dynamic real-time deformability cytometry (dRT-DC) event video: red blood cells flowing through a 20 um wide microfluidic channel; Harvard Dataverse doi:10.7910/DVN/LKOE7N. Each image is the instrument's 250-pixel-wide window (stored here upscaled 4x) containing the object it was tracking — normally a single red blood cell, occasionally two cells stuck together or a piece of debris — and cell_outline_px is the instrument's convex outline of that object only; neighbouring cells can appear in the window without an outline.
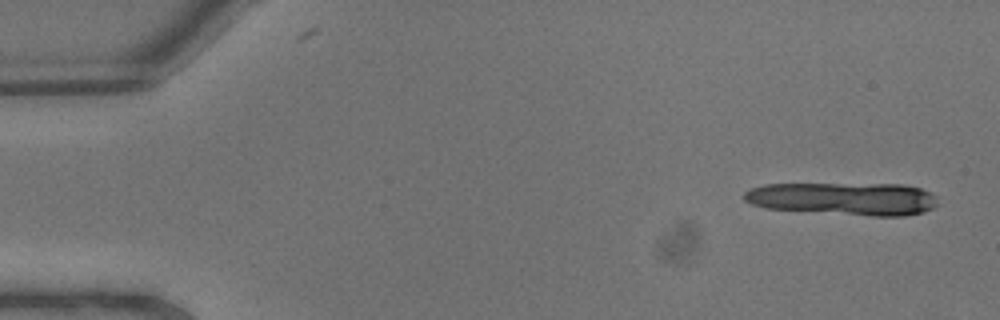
{"species": "common noctule bat (a hibernating species)", "species_latin": "Nyctalus noctula", "temperature_condition": "warm", "stored_images_in_passage": 8, "camera_frame_rate_fps": 3000, "um_per_image_px": 0.085, "animal": {"sex": "male", "body_mass_g": 13.3}, "frame": {"image": 1, "passage_image": 1, "time_ms": 0.0, "image_size_px": [1000, 320], "cell_outline_px": [[936, 204], [932, 208], [924, 212], [904, 216], [872, 216], [764, 208], [752, 204], [744, 200], [744, 192], [752, 188], [764, 184], [904, 184], [920, 188], [936, 196]], "centroid_in_image_um": [71.72, 16.89], "position_along_channel_um": 13.3, "area_um2": 36.99}}
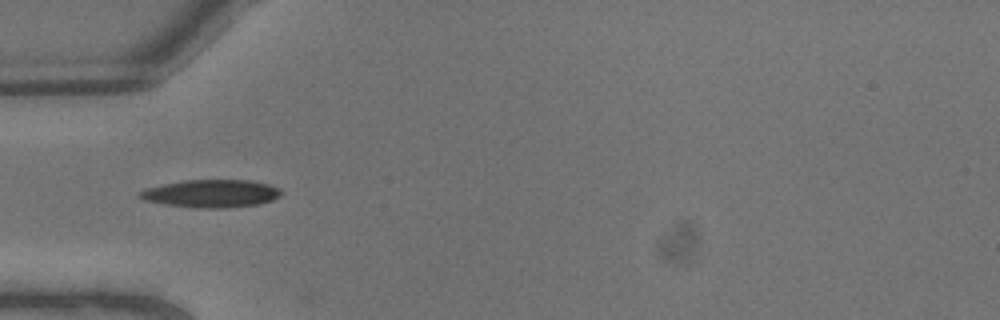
{"frame": {"image": 2, "passage_image": 7, "time_ms": 2.0, "image_size_px": [1000, 320], "cell_outline_px": [[284, 192], [280, 196], [272, 200], [256, 204], [224, 208], [200, 208], [164, 204], [144, 200], [136, 196], [136, 192], [144, 188], [184, 180], [252, 180], [268, 184], [280, 188]], "centroid_in_image_um": [17.93, 16.44], "position_along_channel_um": 67.1, "area_um2": 23.06}}
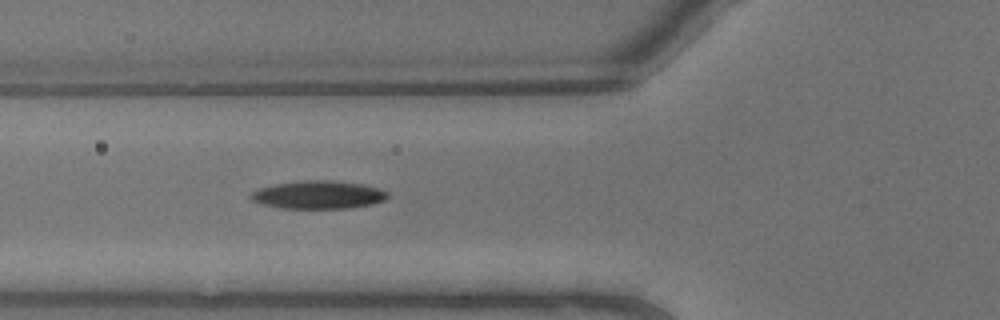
{"frame": {"image": 3, "passage_image": 8, "time_ms": 2.333, "image_size_px": [1000, 320], "cell_outline_px": [[388, 196], [384, 200], [372, 204], [352, 208], [280, 208], [264, 204], [252, 200], [248, 196], [252, 192], [260, 188], [276, 184], [296, 180], [332, 180], [360, 184], [380, 188], [388, 192]], "centroid_in_image_um": [27.06, 16.55], "position_along_channel_um": 98.7, "area_um2": 22.37}}